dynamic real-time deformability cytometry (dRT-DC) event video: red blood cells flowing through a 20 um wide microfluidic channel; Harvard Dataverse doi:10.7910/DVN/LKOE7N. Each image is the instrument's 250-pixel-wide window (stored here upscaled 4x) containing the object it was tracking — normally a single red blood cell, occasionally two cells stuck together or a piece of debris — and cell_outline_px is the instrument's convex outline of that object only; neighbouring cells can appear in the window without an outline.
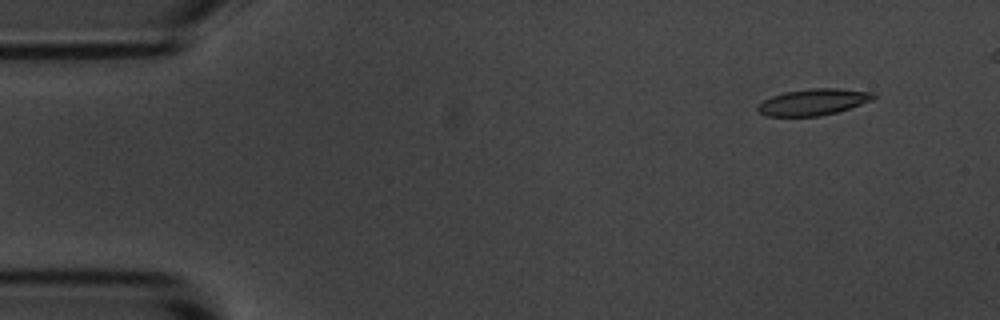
{"species": "common noctule bat (a hibernating species)", "species_latin": "Nyctalus noctula", "temperature_condition": "room temperature", "stored_images_in_passage": 4, "camera_frame_rate_fps": 3000, "um_per_image_px": 0.085, "animal": {"sex": "male", "body_mass_g": 20.1, "forearm_length_mm": 53.5}, "frame": {"image": 1, "passage_image": 4, "time_ms": 4.333, "image_size_px": [1000, 320], "cell_outline_px": [[876, 96], [872, 100], [836, 112], [820, 116], [764, 116], [756, 108], [764, 100], [772, 96], [784, 92], [808, 88], [836, 88], [876, 92]], "centroid_in_image_um": [69.13, 8.66], "position_along_channel_um": 15.9, "area_um2": 17.74}}